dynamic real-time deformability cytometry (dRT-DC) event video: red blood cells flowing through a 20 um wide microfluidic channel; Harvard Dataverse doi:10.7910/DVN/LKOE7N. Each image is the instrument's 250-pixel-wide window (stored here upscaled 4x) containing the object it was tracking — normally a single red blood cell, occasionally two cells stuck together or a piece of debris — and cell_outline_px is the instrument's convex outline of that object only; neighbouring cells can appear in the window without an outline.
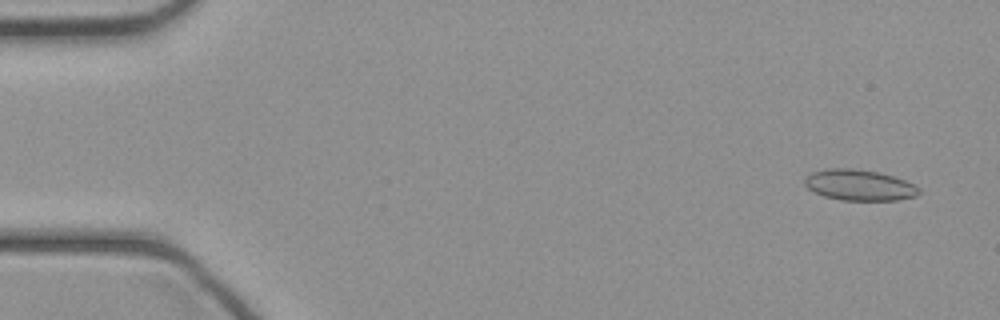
{"species": "common noctule bat (a hibernating species)", "species_latin": "Nyctalus noctula", "temperature_condition": "cold", "stored_images_in_passage": 14, "camera_frame_rate_fps": 3000, "um_per_image_px": 0.085, "animal": {"sex": "female", "body_mass_g": 21.9}, "frame": {"image": 1, "passage_image": 3, "time_ms": 0.667, "image_size_px": [1000, 320], "cell_outline_px": [[920, 192], [916, 196], [896, 200], [840, 200], [824, 196], [808, 188], [804, 184], [804, 180], [812, 172], [828, 168], [852, 168], [880, 172], [904, 180], [920, 188]], "centroid_in_image_um": [73.04, 15.73], "position_along_channel_um": 12.0, "area_um2": 20.46}}